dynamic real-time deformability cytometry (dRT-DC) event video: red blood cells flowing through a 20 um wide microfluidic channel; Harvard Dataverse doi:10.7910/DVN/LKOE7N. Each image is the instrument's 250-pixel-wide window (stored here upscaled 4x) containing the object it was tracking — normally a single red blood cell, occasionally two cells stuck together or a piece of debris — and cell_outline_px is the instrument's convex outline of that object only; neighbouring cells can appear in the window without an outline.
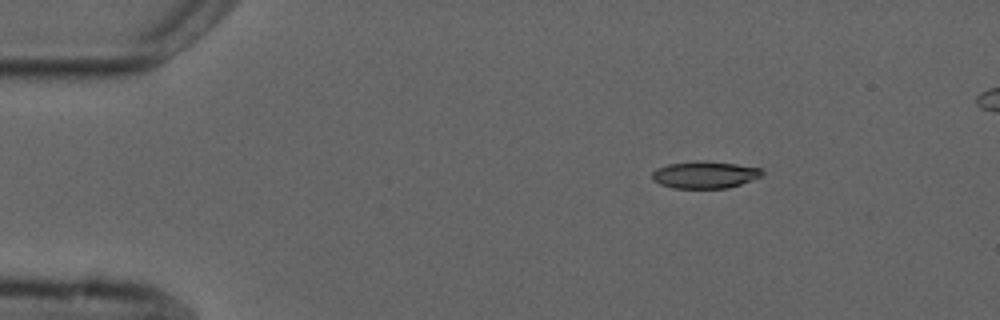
{"species": "common noctule bat (a hibernating species)", "species_latin": "Nyctalus noctula", "temperature_condition": "cold", "stored_images_in_passage": 47, "camera_frame_rate_fps": 3000, "um_per_image_px": 0.085, "animal": {"sex": "male", "forearm_length_mm": 52.5}, "frame": {"image": 1, "passage_image": 1, "time_ms": 0.0, "image_size_px": [1000, 320], "cell_outline_px": [[764, 176], [728, 188], [672, 188], [660, 184], [652, 180], [652, 172], [656, 168], [668, 164], [696, 160], [736, 164], [760, 168], [764, 172]], "centroid_in_image_um": [59.9, 14.85], "position_along_channel_um": 25.1, "area_um2": 17.46}}
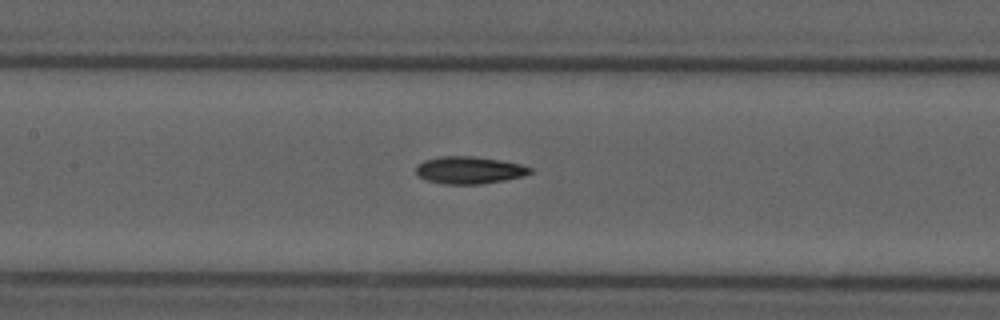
{"frame": {"image": 2, "passage_image": 18, "time_ms": 5.667, "image_size_px": [1000, 320], "cell_outline_px": [[532, 172], [524, 176], [504, 180], [480, 184], [444, 184], [424, 180], [416, 172], [416, 168], [424, 160], [440, 156], [472, 156], [500, 160], [520, 164], [532, 168]], "centroid_in_image_um": [39.89, 14.46], "position_along_channel_um": 167.5, "area_um2": 18.09}}
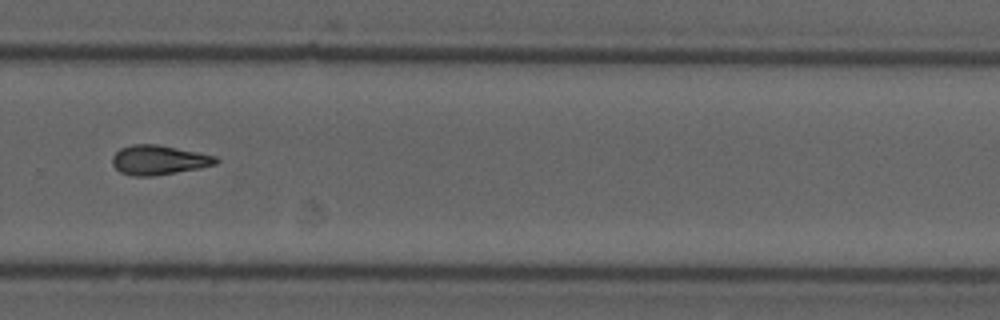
{"frame": {"image": 3, "passage_image": 30, "time_ms": 9.667, "image_size_px": [1000, 320], "cell_outline_px": [[220, 160], [216, 164], [200, 168], [152, 176], [132, 176], [120, 172], [112, 164], [112, 156], [120, 148], [132, 144], [156, 144], [216, 156]], "centroid_in_image_um": [13.47, 13.6], "position_along_channel_um": 316.3, "area_um2": 17.74}}